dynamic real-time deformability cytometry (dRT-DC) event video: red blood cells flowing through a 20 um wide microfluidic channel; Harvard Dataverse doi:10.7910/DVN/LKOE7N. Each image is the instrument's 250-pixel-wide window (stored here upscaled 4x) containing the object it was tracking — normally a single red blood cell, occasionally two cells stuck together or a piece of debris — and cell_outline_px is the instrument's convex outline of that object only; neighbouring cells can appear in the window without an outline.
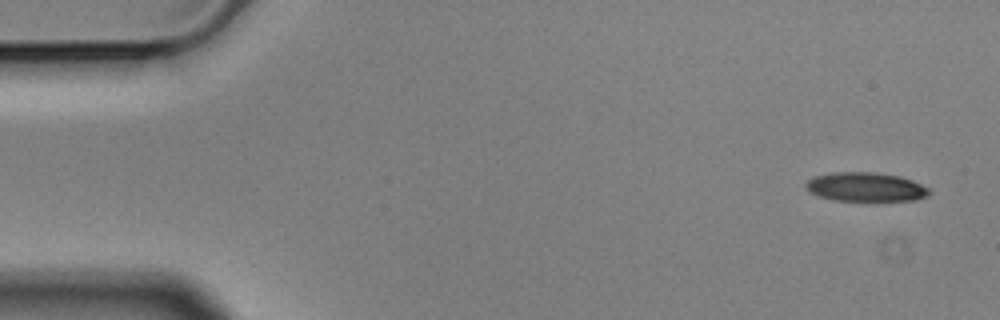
{"species": "Egyptian fruit bat (a non-hibernating species)", "species_latin": "Rousettus aegyptiacus", "temperature_condition": "cold", "stored_images_in_passage": 5, "camera_frame_rate_fps": 3000, "um_per_image_px": 0.085, "animal": {"sex": "male"}, "frame": {"image": 1, "passage_image": 1, "time_ms": 0.0, "image_size_px": [1000, 320], "cell_outline_px": [[932, 192], [928, 196], [916, 200], [832, 200], [820, 196], [812, 192], [804, 184], [808, 180], [816, 176], [832, 172], [876, 172], [900, 176], [912, 180], [928, 188]], "centroid_in_image_um": [73.62, 15.88], "position_along_channel_um": 11.4, "area_um2": 20.69}}
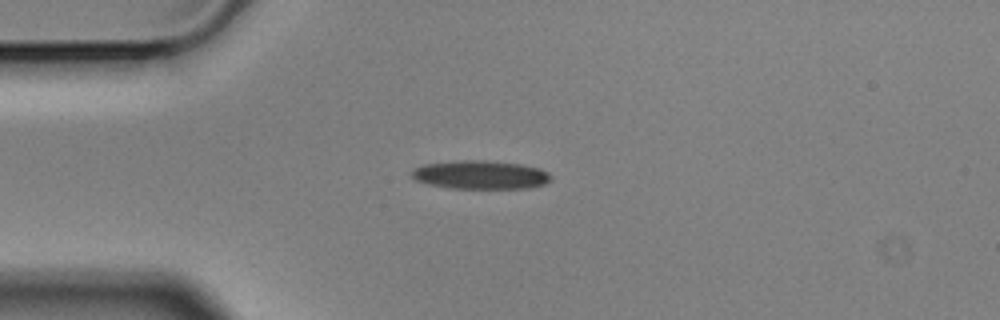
{"frame": {"image": 2, "passage_image": 4, "time_ms": 1.0, "image_size_px": [1000, 320], "cell_outline_px": [[552, 180], [544, 184], [528, 188], [452, 188], [428, 184], [416, 180], [412, 176], [412, 168], [424, 164], [456, 160], [488, 160], [520, 164], [540, 168], [548, 172], [552, 176]], "centroid_in_image_um": [40.85, 14.85], "position_along_channel_um": 44.1, "area_um2": 23.29}}